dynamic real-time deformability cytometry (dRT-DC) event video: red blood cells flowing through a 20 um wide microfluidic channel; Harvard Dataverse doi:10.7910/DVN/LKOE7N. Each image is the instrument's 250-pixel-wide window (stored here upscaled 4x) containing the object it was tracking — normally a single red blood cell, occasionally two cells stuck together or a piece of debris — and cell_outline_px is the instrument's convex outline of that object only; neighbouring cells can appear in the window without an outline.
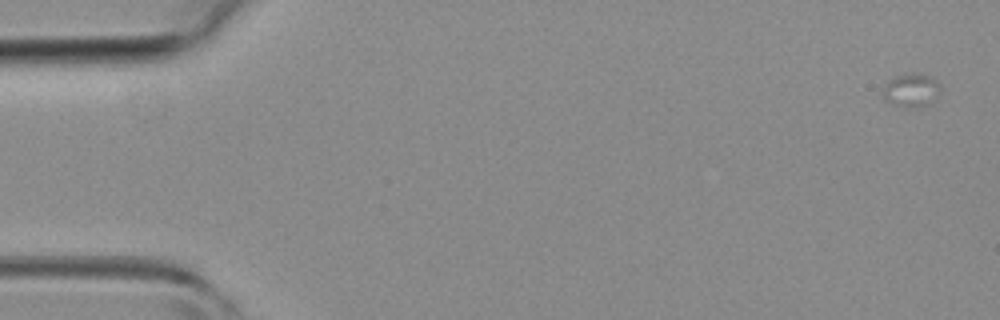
{"species": "common noctule bat (a hibernating species)", "species_latin": "Nyctalus noctula", "temperature_condition": "room temperature", "stored_images_in_passage": 6, "camera_frame_rate_fps": 3000, "um_per_image_px": 0.085, "animal": {"sex": "female", "body_mass_g": 19.3, "forearm_length_mm": 54.1}, "frame": {"image": 1, "passage_image": 1, "time_ms": 0.0, "image_size_px": [1000, 320], "cell_outline_px": [[940, 92], [936, 96], [924, 104], [916, 108], [900, 108], [884, 100], [884, 88], [888, 80], [896, 76], [916, 72], [928, 76], [936, 80], [940, 84]], "centroid_in_image_um": [77.43, 7.67], "position_along_channel_um": 7.6, "area_um2": 11.1}}